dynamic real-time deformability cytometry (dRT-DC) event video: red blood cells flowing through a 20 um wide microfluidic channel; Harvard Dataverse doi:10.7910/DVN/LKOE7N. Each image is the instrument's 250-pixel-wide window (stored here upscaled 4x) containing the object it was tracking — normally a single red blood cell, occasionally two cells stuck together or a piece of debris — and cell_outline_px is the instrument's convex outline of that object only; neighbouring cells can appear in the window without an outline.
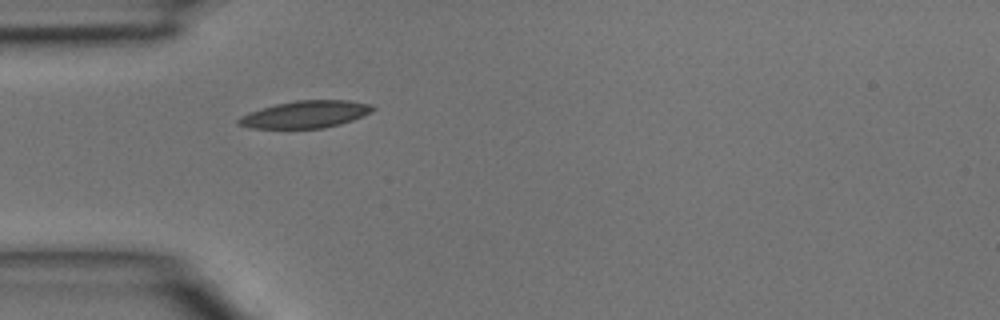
{"species": "common noctule bat (a hibernating species)", "species_latin": "Nyctalus noctula", "temperature_condition": "room temperature", "stored_images_in_passage": 1, "camera_frame_rate_fps": 3000, "um_per_image_px": 0.085, "animal": {"sex": "male", "body_mass_g": 15.6}, "frame": {"image": 1, "passage_image": 1, "time_ms": 0.0, "image_size_px": [1000, 320], "cell_outline_px": [[376, 108], [372, 112], [352, 120], [340, 124], [324, 128], [252, 128], [236, 124], [236, 120], [240, 116], [248, 112], [276, 104], [296, 100], [348, 100], [368, 104]], "centroid_in_image_um": [25.93, 9.72], "position_along_channel_um": 59.1, "area_um2": 21.21}}